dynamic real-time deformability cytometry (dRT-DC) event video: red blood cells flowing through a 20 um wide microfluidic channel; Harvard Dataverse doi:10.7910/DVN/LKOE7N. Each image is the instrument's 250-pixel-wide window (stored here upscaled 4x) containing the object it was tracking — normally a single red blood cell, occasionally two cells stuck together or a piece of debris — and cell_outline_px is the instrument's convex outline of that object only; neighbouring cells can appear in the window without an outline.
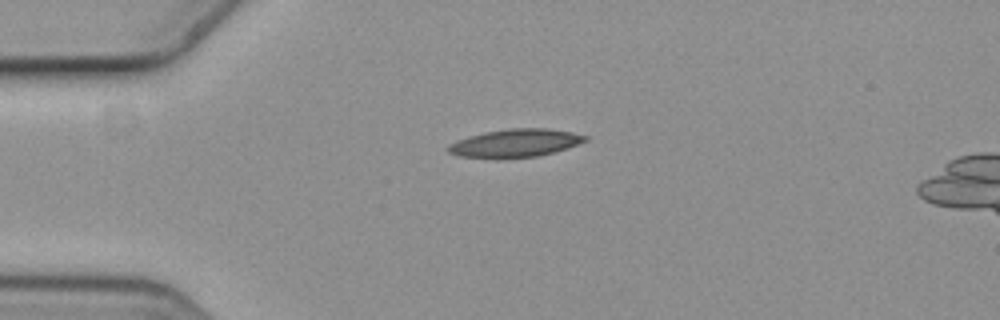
{"species": "common noctule bat (a hibernating species)", "species_latin": "Nyctalus noctula", "temperature_condition": "cold", "stored_images_in_passage": 6, "camera_frame_rate_fps": 3000, "um_per_image_px": 0.085, "animal": {"sex": "female", "body_mass_g": 19.3, "forearm_length_mm": 54.1}, "frame": {"image": 1, "passage_image": 6, "time_ms": 1.667, "image_size_px": [1000, 320], "cell_outline_px": [[588, 140], [568, 148], [536, 156], [500, 160], [496, 160], [456, 156], [448, 152], [444, 148], [448, 144], [456, 140], [468, 136], [484, 132], [512, 128], [548, 128], [572, 132], [588, 136]], "centroid_in_image_um": [43.71, 12.19], "position_along_channel_um": 41.3, "area_um2": 23.06}}